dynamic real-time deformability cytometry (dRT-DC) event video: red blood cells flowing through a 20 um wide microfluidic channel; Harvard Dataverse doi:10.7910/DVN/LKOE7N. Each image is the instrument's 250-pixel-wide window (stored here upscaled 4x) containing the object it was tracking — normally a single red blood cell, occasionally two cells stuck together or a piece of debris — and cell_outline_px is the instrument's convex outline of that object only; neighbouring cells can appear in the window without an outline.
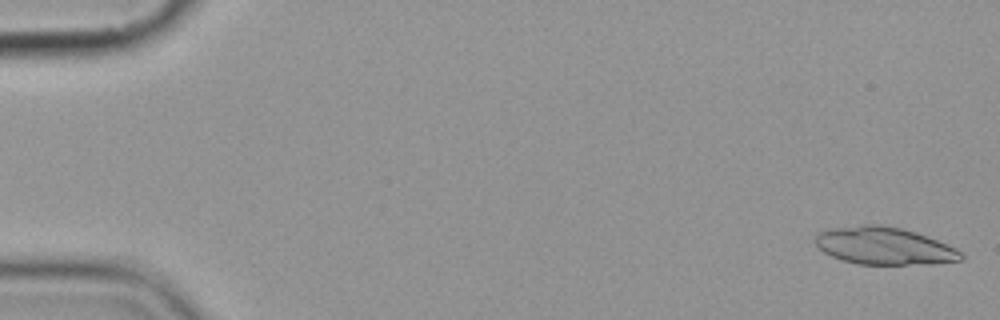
{"species": "common noctule bat (a hibernating species)", "species_latin": "Nyctalus noctula", "temperature_condition": "cold", "stored_images_in_passage": 7, "camera_frame_rate_fps": 3000, "um_per_image_px": 0.085, "animal": {"sex": "female", "body_mass_g": 19.9}, "frame": {"image": 1, "passage_image": 1, "time_ms": 0.0, "image_size_px": [1000, 320], "cell_outline_px": [[964, 260], [932, 264], [856, 264], [840, 260], [824, 252], [816, 244], [816, 236], [820, 232], [832, 228], [864, 224], [880, 224], [900, 228], [916, 232], [956, 248], [964, 256]], "centroid_in_image_um": [75.17, 20.91], "position_along_channel_um": 9.8, "area_um2": 31.73}}
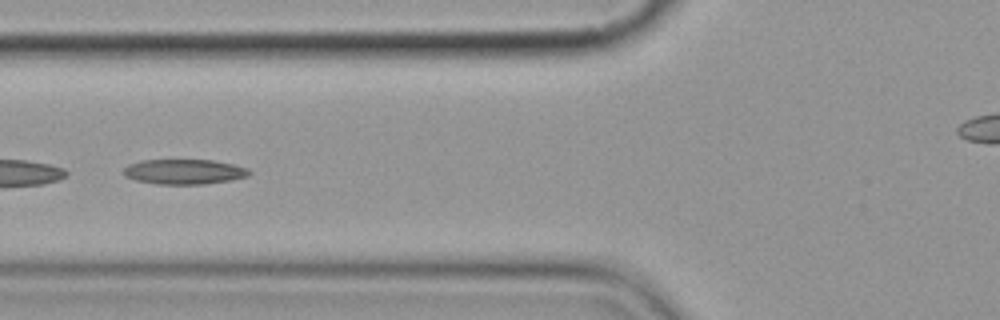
{"frame": {"image": 2, "passage_image": 7, "time_ms": 7.0, "image_size_px": [1000, 320], "cell_outline_px": [[252, 172], [248, 176], [232, 180], [204, 184], [156, 184], [136, 180], [124, 176], [124, 168], [128, 164], [140, 160], [212, 160], [232, 164], [248, 168]], "centroid_in_image_um": [15.66, 14.59], "position_along_channel_um": 110.1, "area_um2": 18.38}}